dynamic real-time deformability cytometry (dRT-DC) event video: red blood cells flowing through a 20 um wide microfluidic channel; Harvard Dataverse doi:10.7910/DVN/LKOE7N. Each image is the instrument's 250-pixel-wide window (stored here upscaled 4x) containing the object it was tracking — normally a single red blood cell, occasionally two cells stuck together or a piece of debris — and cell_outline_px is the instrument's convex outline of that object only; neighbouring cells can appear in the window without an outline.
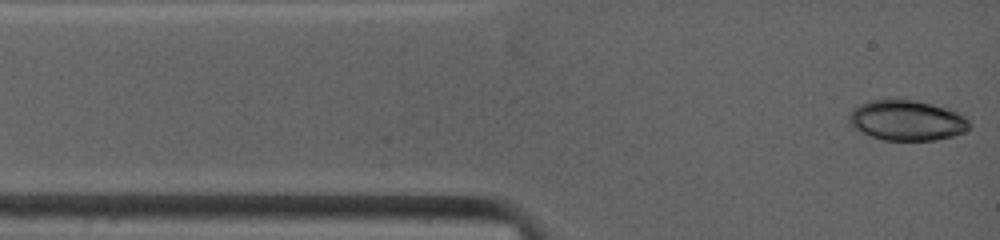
{"species": "common noctule bat (a hibernating species)", "species_latin": "Nyctalus noctula", "temperature_condition": "warm", "stored_images_in_passage": 18, "camera_frame_rate_fps": 4500, "um_per_image_px": 0.085, "animal": {"sex": "female", "body_mass_g": 19.0, "forearm_length_mm": 53.3}, "frame": {"image": 1, "passage_image": 1, "time_ms": 0.0, "image_size_px": [1000, 240], "cell_outline_px": [[972, 124], [964, 132], [952, 136], [936, 140], [880, 140], [856, 128], [848, 120], [848, 116], [852, 108], [868, 100], [916, 100], [932, 104], [956, 112], [964, 116]], "centroid_in_image_um": [77.08, 10.23], "position_along_channel_um": 7.9, "area_um2": 28.03}}
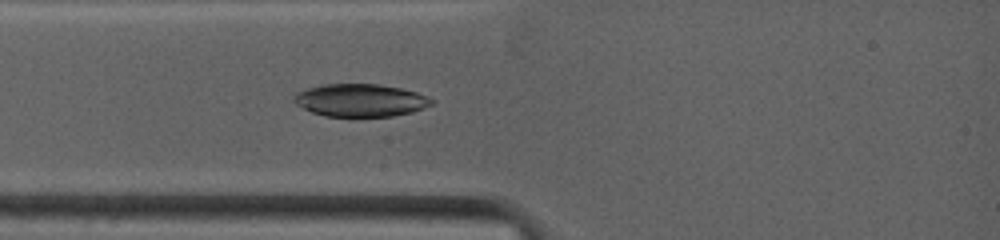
{"frame": {"image": 2, "passage_image": 11, "time_ms": 2.222, "image_size_px": [1000, 240], "cell_outline_px": [[436, 100], [432, 104], [424, 108], [412, 112], [392, 116], [324, 116], [312, 112], [296, 104], [292, 100], [292, 96], [296, 92], [308, 88], [324, 84], [380, 84], [400, 88], [416, 92], [428, 96]], "centroid_in_image_um": [30.64, 8.52], "position_along_channel_um": 54.4, "area_um2": 26.3}}
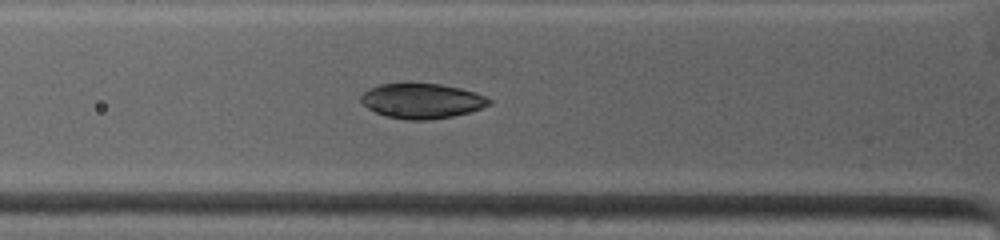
{"frame": {"image": 3, "passage_image": 15, "time_ms": 3.111, "image_size_px": [1000, 240], "cell_outline_px": [[492, 104], [468, 112], [452, 116], [424, 120], [408, 120], [388, 116], [376, 112], [368, 108], [360, 100], [360, 96], [368, 88], [380, 84], [408, 80], [440, 84], [460, 88], [476, 92], [488, 96], [492, 100]], "centroid_in_image_um": [35.85, 8.52], "position_along_channel_um": 89.9, "area_um2": 26.82}}